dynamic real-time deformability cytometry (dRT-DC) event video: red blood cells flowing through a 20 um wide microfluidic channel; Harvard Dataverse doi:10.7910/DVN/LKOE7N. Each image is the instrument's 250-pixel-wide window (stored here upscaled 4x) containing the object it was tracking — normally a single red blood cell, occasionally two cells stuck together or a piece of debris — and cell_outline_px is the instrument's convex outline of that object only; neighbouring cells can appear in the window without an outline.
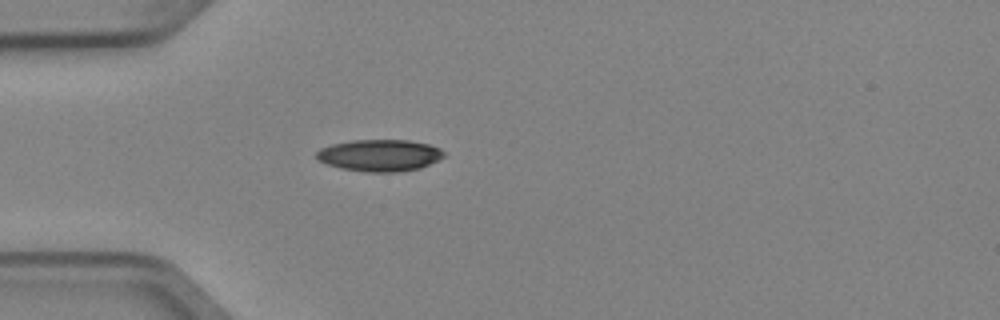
{"species": "Egyptian fruit bat (a non-hibernating species)", "species_latin": "Rousettus aegyptiacus", "temperature_condition": "cold", "stored_images_in_passage": 4, "camera_frame_rate_fps": 3000, "um_per_image_px": 0.085, "animal": {"sex": "female"}, "frame": {"image": 1, "passage_image": 4, "time_ms": 1.0, "image_size_px": [1000, 320], "cell_outline_px": [[444, 156], [420, 168], [396, 172], [364, 172], [340, 168], [328, 164], [320, 160], [316, 156], [316, 152], [320, 148], [332, 144], [352, 140], [408, 140], [428, 144], [440, 148], [444, 152]], "centroid_in_image_um": [32.26, 13.2], "position_along_channel_um": 52.7, "area_um2": 23.47}}